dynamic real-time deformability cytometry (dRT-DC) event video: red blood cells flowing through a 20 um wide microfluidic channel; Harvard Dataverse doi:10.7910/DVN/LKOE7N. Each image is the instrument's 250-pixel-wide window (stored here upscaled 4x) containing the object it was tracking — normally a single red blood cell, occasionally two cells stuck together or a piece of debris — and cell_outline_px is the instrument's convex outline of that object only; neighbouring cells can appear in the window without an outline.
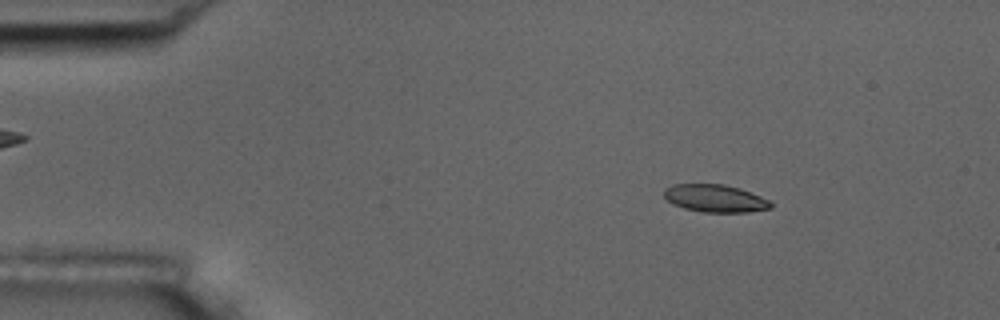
{"species": "common noctule bat (a hibernating species)", "species_latin": "Nyctalus noctula", "temperature_condition": "room temperature", "stored_images_in_passage": 5, "camera_frame_rate_fps": 3000, "um_per_image_px": 0.085, "animal": {"sex": "male", "body_mass_g": 17.5, "forearm_length_mm": 52.3}, "frame": {"image": 1, "passage_image": 2, "time_ms": 1.0, "image_size_px": [1000, 320], "cell_outline_px": [[772, 208], [748, 212], [700, 212], [684, 208], [672, 204], [664, 196], [664, 188], [672, 184], [724, 184], [740, 188], [760, 196], [768, 200], [772, 204]], "centroid_in_image_um": [60.76, 16.86], "position_along_channel_um": 24.2, "area_um2": 17.22}}